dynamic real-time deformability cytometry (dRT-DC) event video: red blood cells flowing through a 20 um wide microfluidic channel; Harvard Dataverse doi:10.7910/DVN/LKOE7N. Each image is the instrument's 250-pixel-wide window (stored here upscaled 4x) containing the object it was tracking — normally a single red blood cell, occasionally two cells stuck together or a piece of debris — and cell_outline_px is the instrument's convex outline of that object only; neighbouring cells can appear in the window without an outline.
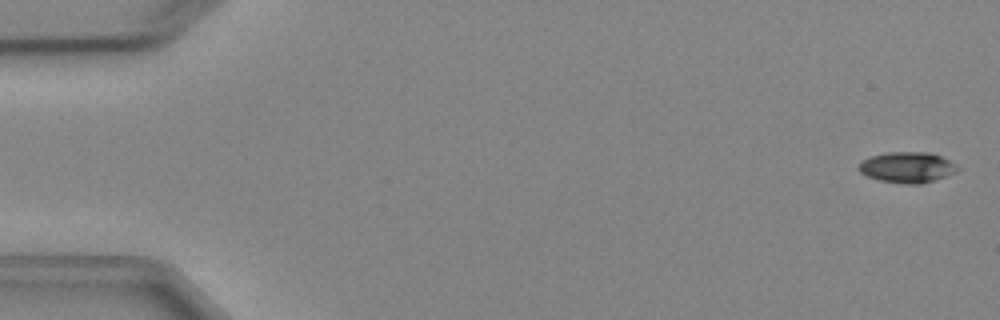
{"species": "Egyptian fruit bat (a non-hibernating species)", "species_latin": "Rousettus aegyptiacus", "temperature_condition": "cold", "stored_images_in_passage": 7, "camera_frame_rate_fps": 3000, "um_per_image_px": 0.085, "animal": {"sex": "female"}, "frame": {"image": 1, "passage_image": 1, "time_ms": 0.0, "image_size_px": [1000, 320], "cell_outline_px": [[960, 168], [956, 172], [920, 184], [904, 184], [880, 180], [868, 176], [860, 172], [856, 168], [868, 156], [888, 152], [928, 152], [940, 156], [956, 164]], "centroid_in_image_um": [77.09, 14.21], "position_along_channel_um": 7.9, "area_um2": 17.57}}
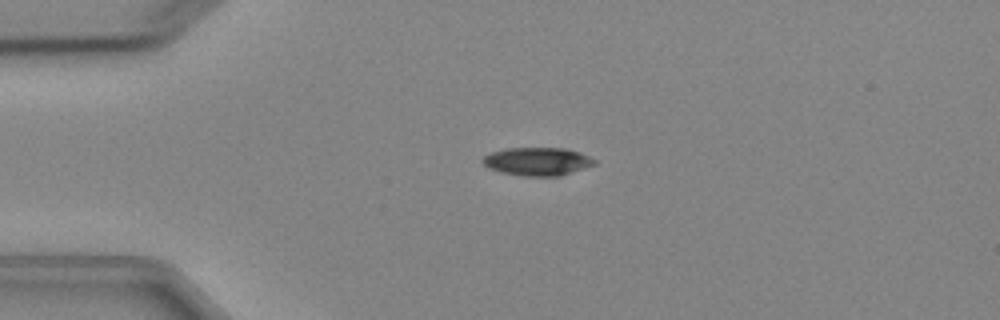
{"frame": {"image": 2, "passage_image": 4, "time_ms": 3.667, "image_size_px": [1000, 320], "cell_outline_px": [[596, 164], [560, 176], [520, 176], [500, 172], [488, 168], [480, 160], [484, 156], [492, 152], [504, 148], [564, 148], [580, 152], [596, 160]], "centroid_in_image_um": [45.65, 13.72], "position_along_channel_um": 39.3, "area_um2": 18.44}}
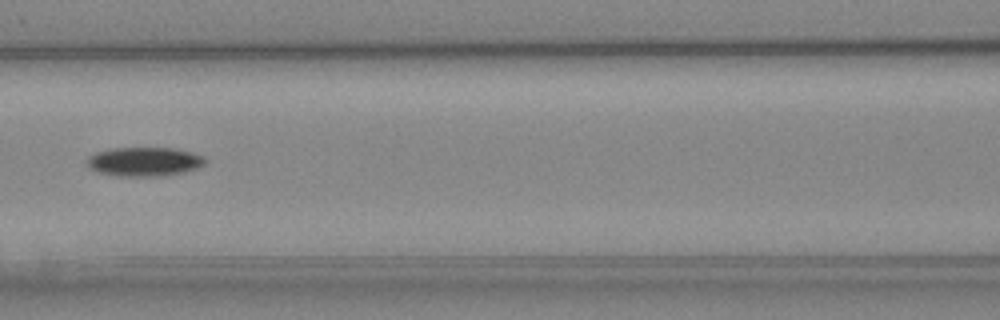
{"frame": {"image": 3, "passage_image": 7, "time_ms": 7.333, "image_size_px": [1000, 320], "cell_outline_px": [[208, 160], [204, 164], [196, 168], [184, 172], [164, 176], [116, 176], [96, 172], [88, 168], [84, 164], [88, 156], [96, 152], [112, 148], [172, 148], [192, 152], [204, 156]], "centroid_in_image_um": [12.22, 13.74], "position_along_channel_um": 154.4, "area_um2": 20.35}}